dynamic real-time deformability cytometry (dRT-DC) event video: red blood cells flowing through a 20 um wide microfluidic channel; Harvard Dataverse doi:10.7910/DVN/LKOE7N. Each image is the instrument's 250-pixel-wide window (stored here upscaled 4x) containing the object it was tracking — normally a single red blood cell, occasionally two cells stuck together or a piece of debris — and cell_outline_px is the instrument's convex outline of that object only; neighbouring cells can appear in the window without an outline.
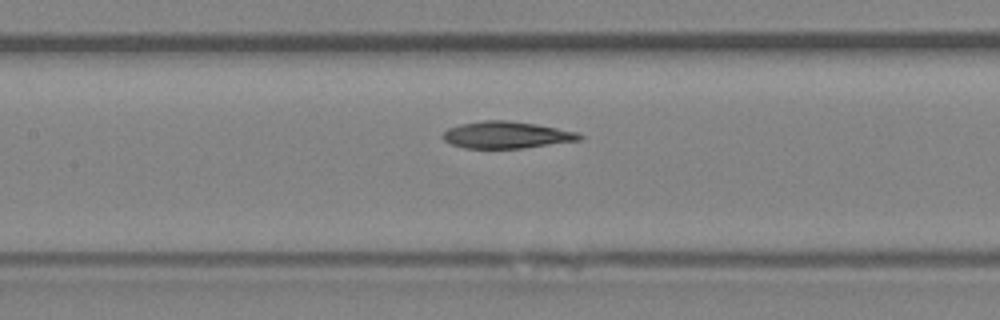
{"species": "Egyptian fruit bat (a non-hibernating species)", "species_latin": "Rousettus aegyptiacus", "temperature_condition": "room temperature", "stored_images_in_passage": 8, "camera_frame_rate_fps": 3000, "um_per_image_px": 0.085, "animal": {"sex": "female"}, "frame": {"image": 1, "passage_image": 8, "time_ms": 9.0, "image_size_px": [1000, 320], "cell_outline_px": [[584, 136], [580, 140], [524, 148], [464, 148], [452, 144], [444, 140], [440, 136], [448, 128], [460, 124], [484, 120], [508, 120], [536, 124], [576, 132]], "centroid_in_image_um": [43.02, 11.47], "position_along_channel_um": 164.4, "area_um2": 21.33}}